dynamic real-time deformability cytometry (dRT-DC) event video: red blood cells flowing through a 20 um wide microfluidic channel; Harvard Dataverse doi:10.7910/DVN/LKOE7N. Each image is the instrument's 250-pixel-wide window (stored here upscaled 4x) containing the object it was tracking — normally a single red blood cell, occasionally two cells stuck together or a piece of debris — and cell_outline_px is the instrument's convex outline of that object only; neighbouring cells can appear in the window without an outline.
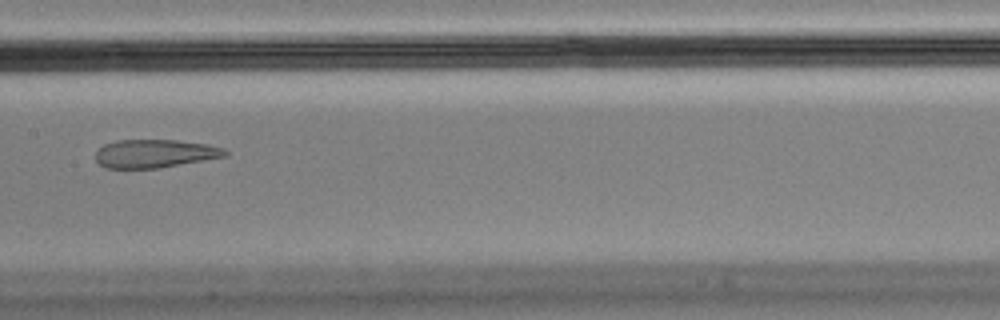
{"species": "Egyptian fruit bat (a non-hibernating species)", "species_latin": "Rousettus aegyptiacus", "temperature_condition": "cold", "stored_images_in_passage": 10, "camera_frame_rate_fps": 3000, "um_per_image_px": 0.085, "animal": {"sex": "male"}, "frame": {"image": 1, "passage_image": 7, "time_ms": 2.0, "image_size_px": [1000, 320], "cell_outline_px": [[228, 156], [160, 168], [104, 168], [96, 160], [96, 152], [104, 144], [116, 140], [176, 140], [208, 144], [224, 148], [228, 152]], "centroid_in_image_um": [13.18, 13.05], "position_along_channel_um": 194.2, "area_um2": 21.44}}